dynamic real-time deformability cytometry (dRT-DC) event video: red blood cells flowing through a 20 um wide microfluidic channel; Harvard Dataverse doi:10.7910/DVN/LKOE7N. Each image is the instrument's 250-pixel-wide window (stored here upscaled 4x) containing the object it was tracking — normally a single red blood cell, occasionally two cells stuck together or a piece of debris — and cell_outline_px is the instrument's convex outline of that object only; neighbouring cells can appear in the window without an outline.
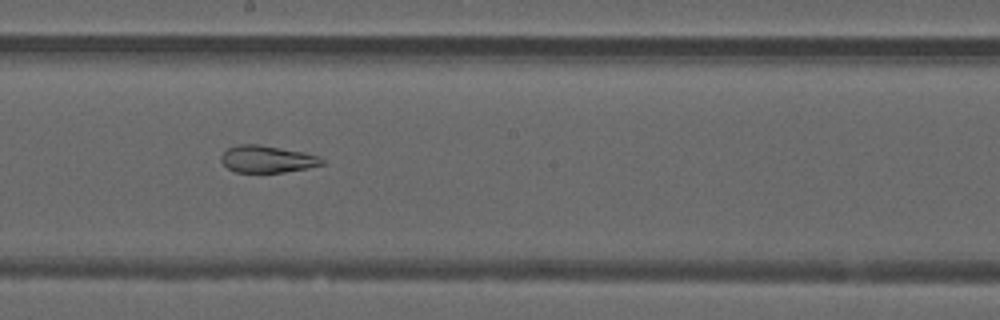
{"species": "common noctule bat (a hibernating species)", "species_latin": "Nyctalus noctula", "temperature_condition": "warm", "stored_images_in_passage": 45, "camera_frame_rate_fps": 3000, "um_per_image_px": 0.085, "animal": {"sex": "male", "forearm_length_mm": 52.5}, "frame": {"image": 1, "passage_image": 22, "time_ms": 7.0, "image_size_px": [1000, 320], "cell_outline_px": [[324, 164], [308, 168], [284, 172], [236, 172], [228, 168], [220, 160], [220, 156], [228, 148], [240, 144], [260, 144], [304, 152], [320, 156], [324, 160]], "centroid_in_image_um": [22.73, 13.52], "position_along_channel_um": 225.5, "area_um2": 15.95}}
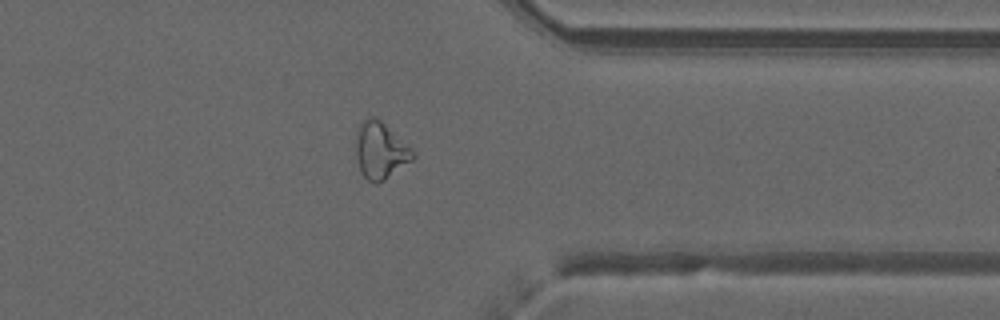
{"frame": {"image": 2, "passage_image": 34, "time_ms": 11.0, "image_size_px": [1000, 320], "cell_outline_px": [[416, 156], [412, 160], [384, 180], [376, 184], [368, 180], [360, 172], [356, 156], [356, 132], [360, 124], [368, 116], [372, 116], [380, 120], [412, 148], [416, 152]], "centroid_in_image_um": [32.33, 12.8], "position_along_channel_um": 379.1, "area_um2": 18.79}}
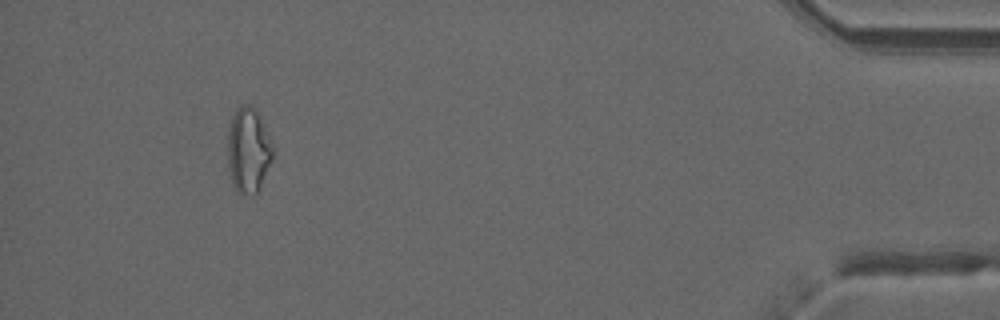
{"frame": {"image": 3, "passage_image": 41, "time_ms": 13.333, "image_size_px": [1000, 320], "cell_outline_px": [[276, 148], [272, 160], [260, 188], [252, 196], [236, 192], [232, 184], [228, 164], [228, 128], [232, 116], [236, 108], [244, 104], [252, 104], [256, 108]], "centroid_in_image_um": [21.14, 12.75], "position_along_channel_um": 414.1, "area_um2": 23.06}, "authors_computed_cell_mechanics": {"area_um2": 20.1144, "velocity_mm_per_s": 4.0298, "shape_relaxation_time_tau1_ms": null, "shape_relaxation_time_tau2_ms": 2.8356, "deformation_change_tau1": null, "deformation_change_tau2": 0.1082}}